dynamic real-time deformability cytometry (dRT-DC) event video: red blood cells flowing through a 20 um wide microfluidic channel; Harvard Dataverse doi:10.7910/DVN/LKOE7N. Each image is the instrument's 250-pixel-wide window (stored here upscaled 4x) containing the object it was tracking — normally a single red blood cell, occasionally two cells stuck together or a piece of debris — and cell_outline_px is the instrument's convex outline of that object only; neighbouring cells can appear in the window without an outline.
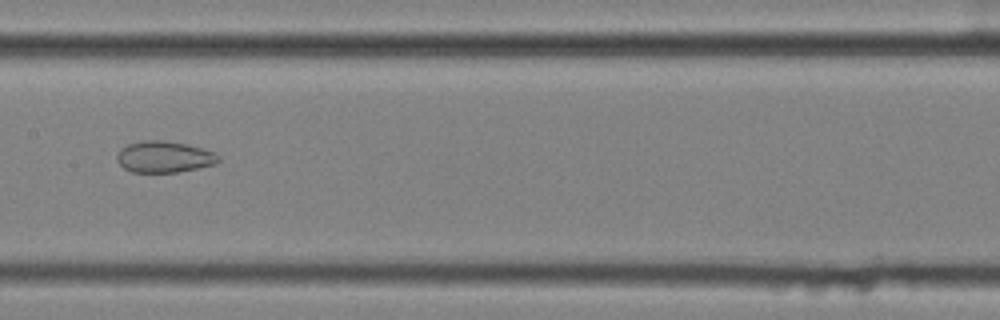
{"species": "common noctule bat (a hibernating species)", "species_latin": "Nyctalus noctula", "temperature_condition": "cold", "stored_images_in_passage": 55, "camera_frame_rate_fps": 3000, "um_per_image_px": 0.085, "animal": {"sex": "female", "body_mass_g": 25.1}, "frame": {"image": 1, "passage_image": 27, "time_ms": 8.667, "image_size_px": [1000, 320], "cell_outline_px": [[220, 160], [216, 164], [176, 172], [132, 172], [124, 168], [116, 160], [116, 156], [120, 148], [128, 144], [144, 140], [164, 140], [188, 144], [216, 152], [220, 156]], "centroid_in_image_um": [13.96, 13.32], "position_along_channel_um": 193.4, "area_um2": 18.73}}
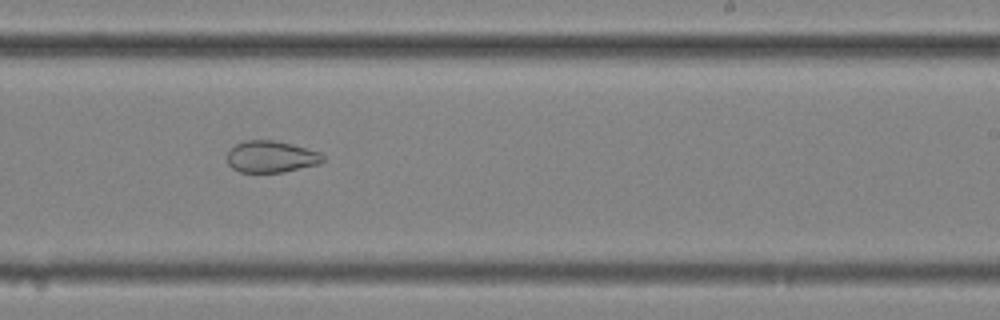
{"frame": {"image": 2, "passage_image": 33, "time_ms": 10.667, "image_size_px": [1000, 320], "cell_outline_px": [[328, 160], [320, 164], [284, 172], [240, 172], [232, 168], [228, 164], [228, 152], [236, 144], [244, 140], [272, 140], [292, 144], [320, 152]], "centroid_in_image_um": [23.09, 13.32], "position_along_channel_um": 265.9, "area_um2": 17.8}}
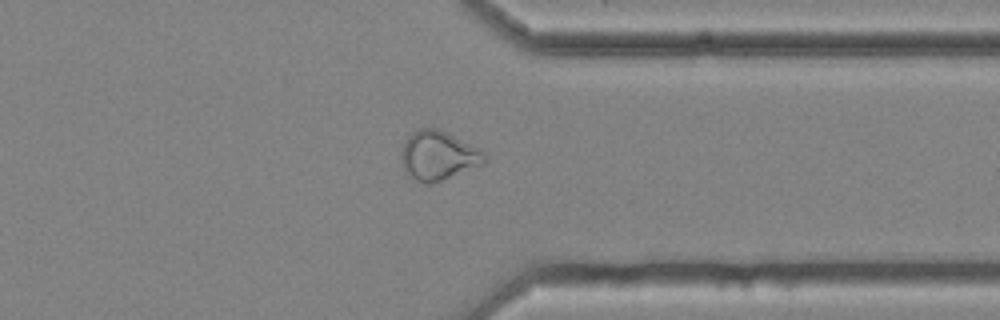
{"frame": {"image": 3, "passage_image": 42, "time_ms": 13.667, "image_size_px": [1000, 320], "cell_outline_px": [[488, 160], [484, 164], [432, 184], [424, 184], [408, 176], [404, 172], [400, 160], [400, 152], [404, 140], [412, 132], [420, 128], [436, 128], [448, 132], [480, 148], [484, 152]], "centroid_in_image_um": [37.23, 13.23], "position_along_channel_um": 374.2, "area_um2": 24.45}, "authors_computed_cell_mechanics": {"area_um2": 25.8944, "velocity_mm_per_s": 3.6388, "shape_relaxation_time_tau1_ms": null, "shape_relaxation_time_tau2_ms": 2.1174, "deformation_change_tau1": null, "deformation_change_tau2": 0.0796}}